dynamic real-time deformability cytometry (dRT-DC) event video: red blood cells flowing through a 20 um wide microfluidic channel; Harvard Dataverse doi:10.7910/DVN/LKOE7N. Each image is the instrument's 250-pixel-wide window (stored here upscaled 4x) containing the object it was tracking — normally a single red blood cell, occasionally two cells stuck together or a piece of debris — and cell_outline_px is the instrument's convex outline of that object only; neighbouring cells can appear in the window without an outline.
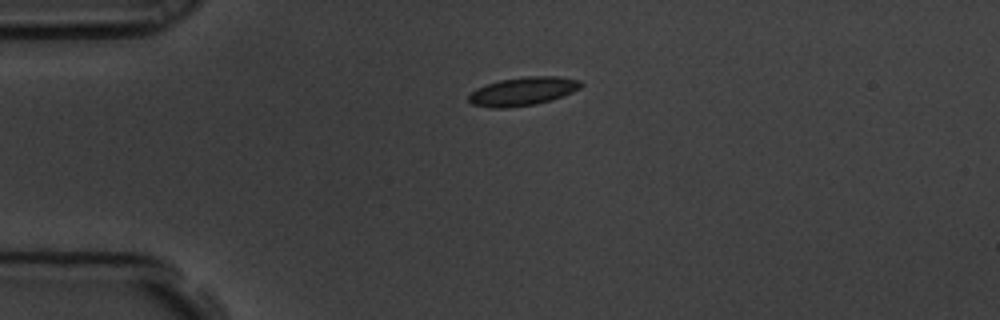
{"species": "common noctule bat (a hibernating species)", "species_latin": "Nyctalus noctula", "temperature_condition": "room temperature", "stored_images_in_passage": 3, "camera_frame_rate_fps": 3000, "um_per_image_px": 0.085, "animal": {"sex": "male", "body_mass_g": 19.5, "forearm_length_mm": 54.6}, "frame": {"image": 1, "passage_image": 1, "time_ms": 0.0, "image_size_px": [1000, 320], "cell_outline_px": [[584, 84], [580, 88], [572, 92], [552, 100], [536, 104], [508, 108], [492, 108], [472, 104], [468, 100], [468, 96], [476, 88], [500, 80], [528, 76], [560, 76], [580, 80]], "centroid_in_image_um": [44.47, 7.76], "position_along_channel_um": 40.5, "area_um2": 18.67}}